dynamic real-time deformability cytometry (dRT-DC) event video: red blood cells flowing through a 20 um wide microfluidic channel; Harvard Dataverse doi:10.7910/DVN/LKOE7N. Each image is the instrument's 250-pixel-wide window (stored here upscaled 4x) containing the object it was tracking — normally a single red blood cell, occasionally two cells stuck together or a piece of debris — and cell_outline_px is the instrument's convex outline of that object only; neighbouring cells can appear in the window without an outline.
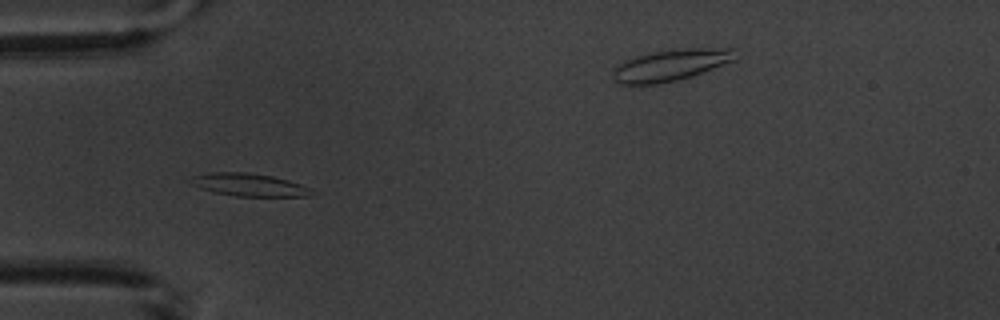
{"species": "common noctule bat (a hibernating species)", "species_latin": "Nyctalus noctula", "temperature_condition": "warm", "stored_images_in_passage": 14, "camera_frame_rate_fps": 3000, "um_per_image_px": 0.085, "animal": {"sex": "male", "body_mass_g": 20.1, "forearm_length_mm": 53.5}, "frame": {"image": 1, "passage_image": 4, "time_ms": 8.0, "image_size_px": [1000, 320], "cell_outline_px": [[308, 196], [236, 196], [212, 192], [200, 188], [192, 184], [192, 176], [212, 172], [248, 172], [272, 176], [288, 180], [300, 184], [308, 188]], "centroid_in_image_um": [21.09, 15.7], "position_along_channel_um": 63.9, "area_um2": 15.66}}
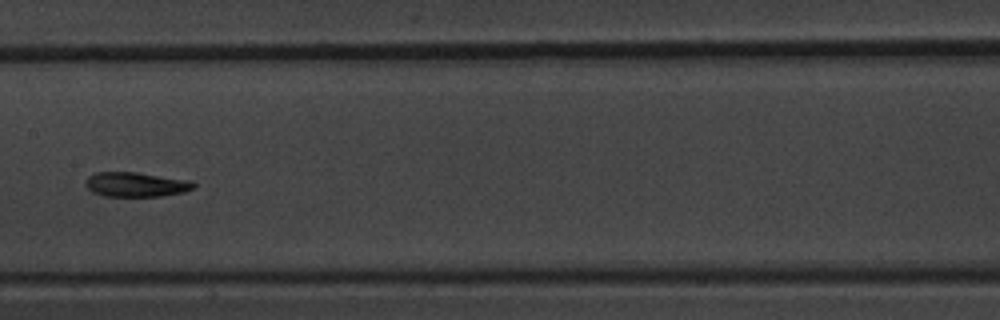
{"frame": {"image": 2, "passage_image": 7, "time_ms": 11.667, "image_size_px": [1000, 320], "cell_outline_px": [[196, 188], [184, 192], [160, 196], [104, 196], [92, 192], [84, 184], [88, 176], [96, 172], [136, 172], [192, 180], [196, 184]], "centroid_in_image_um": [11.58, 15.67], "position_along_channel_um": 195.8, "area_um2": 15.66}}
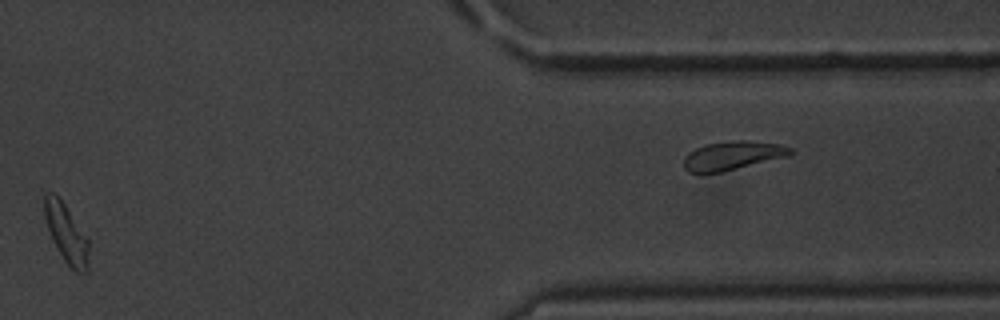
{"frame": {"image": 3, "passage_image": 12, "time_ms": 18.667, "image_size_px": [1000, 320], "cell_outline_px": [[88, 272], [76, 272], [64, 260], [52, 240], [44, 216], [44, 196], [48, 192], [52, 192], [64, 204], [88, 236]], "centroid_in_image_um": [5.65, 19.85], "position_along_channel_um": 405.7, "area_um2": 15.03}, "authors_computed_cell_mechanics": {"area_um2": 15.6638, "velocity_mm_per_s": 3.6435, "shape_relaxation_time_tau1_ms": 1.6822, "shape_relaxation_time_tau2_ms": 8.4558, "deformation_change_tau1": 0.1133, "deformation_change_tau2": 0.14}}